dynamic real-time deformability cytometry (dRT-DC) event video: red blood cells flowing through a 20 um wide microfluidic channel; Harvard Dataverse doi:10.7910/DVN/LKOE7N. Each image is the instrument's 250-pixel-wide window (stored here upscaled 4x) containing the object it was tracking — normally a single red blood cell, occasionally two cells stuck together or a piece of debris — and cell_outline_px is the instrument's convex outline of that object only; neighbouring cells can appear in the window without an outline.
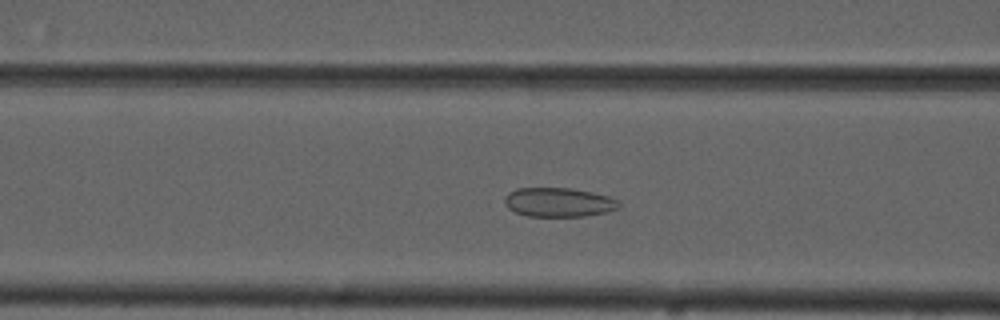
{"species": "common noctule bat (a hibernating species)", "species_latin": "Nyctalus noctula", "temperature_condition": "cold", "stored_images_in_passage": 51, "camera_frame_rate_fps": 3000, "um_per_image_px": 0.085, "animal": {"sex": "male", "forearm_length_mm": 52.5}, "frame": {"image": 1, "passage_image": 18, "time_ms": 5.667, "image_size_px": [1000, 320], "cell_outline_px": [[620, 204], [616, 208], [608, 212], [584, 216], [524, 216], [500, 204], [504, 196], [508, 192], [516, 188], [568, 188], [592, 192], [608, 196], [616, 200]], "centroid_in_image_um": [47.38, 17.19], "position_along_channel_um": 119.2, "area_um2": 19.59}}
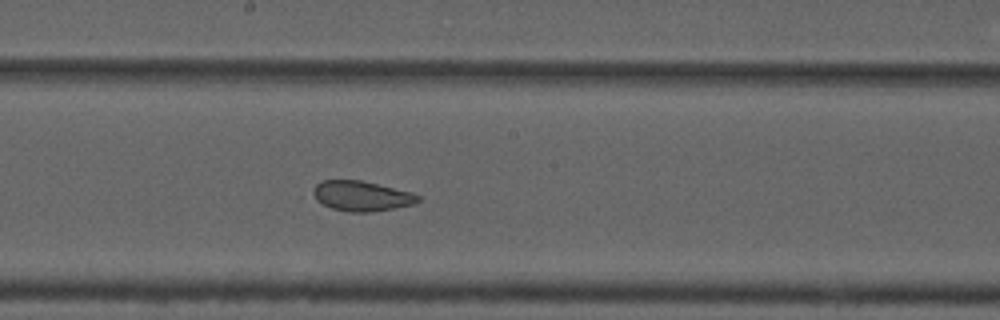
{"frame": {"image": 2, "passage_image": 26, "time_ms": 8.333, "image_size_px": [1000, 320], "cell_outline_px": [[420, 200], [412, 204], [396, 208], [372, 212], [348, 212], [332, 208], [308, 196], [308, 192], [320, 180], [360, 180], [412, 192], [420, 196]], "centroid_in_image_um": [30.65, 16.65], "position_along_channel_um": 217.6, "area_um2": 18.73}}
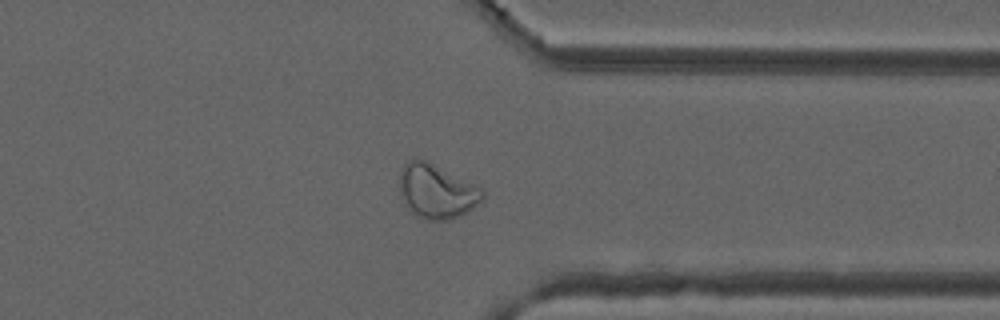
{"frame": {"image": 3, "passage_image": 39, "time_ms": 12.667, "image_size_px": [1000, 320], "cell_outline_px": [[484, 196], [472, 208], [460, 216], [448, 220], [428, 220], [412, 212], [404, 204], [400, 192], [400, 168], [408, 160], [428, 160], [484, 188]], "centroid_in_image_um": [37.12, 16.24], "position_along_channel_um": 374.3, "area_um2": 26.3}, "authors_computed_cell_mechanics": {"area_um2": 22.8888, "velocity_mm_per_s": 3.6893, "shape_relaxation_time_tau1_ms": null, "shape_relaxation_time_tau2_ms": 1.5009, "deformation_change_tau1": null, "deformation_change_tau2": 0.0621}}